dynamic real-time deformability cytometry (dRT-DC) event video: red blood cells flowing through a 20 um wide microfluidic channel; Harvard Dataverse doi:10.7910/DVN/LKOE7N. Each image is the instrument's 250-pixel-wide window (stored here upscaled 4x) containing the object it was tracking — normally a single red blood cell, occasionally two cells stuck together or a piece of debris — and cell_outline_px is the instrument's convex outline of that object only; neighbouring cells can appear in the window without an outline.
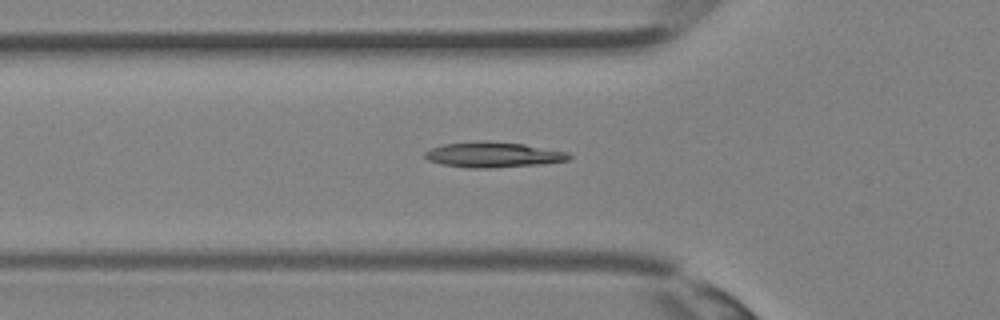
{"species": "Egyptian fruit bat (a non-hibernating species)", "species_latin": "Rousettus aegyptiacus", "temperature_condition": "room temperature", "stored_images_in_passage": 34, "camera_frame_rate_fps": 3000, "um_per_image_px": 0.085, "animal": {"sex": "female"}, "frame": {"image": 1, "passage_image": 13, "time_ms": 4.0, "image_size_px": [1000, 320], "cell_outline_px": [[572, 156], [568, 160], [536, 164], [488, 168], [468, 168], [440, 164], [428, 160], [424, 156], [424, 152], [428, 148], [444, 144], [524, 144], [568, 152]], "centroid_in_image_um": [41.89, 13.2], "position_along_channel_um": 83.9, "area_um2": 20.11}}
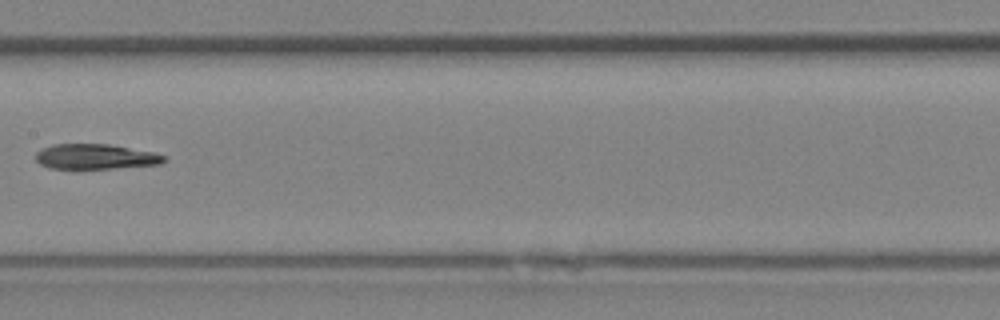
{"frame": {"image": 2, "passage_image": 19, "time_ms": 6.0, "image_size_px": [1000, 320], "cell_outline_px": [[168, 160], [160, 164], [76, 172], [48, 168], [40, 164], [36, 160], [36, 152], [40, 148], [52, 144], [108, 144], [152, 152], [168, 156]], "centroid_in_image_um": [8.06, 13.36], "position_along_channel_um": 199.3, "area_um2": 19.88}}
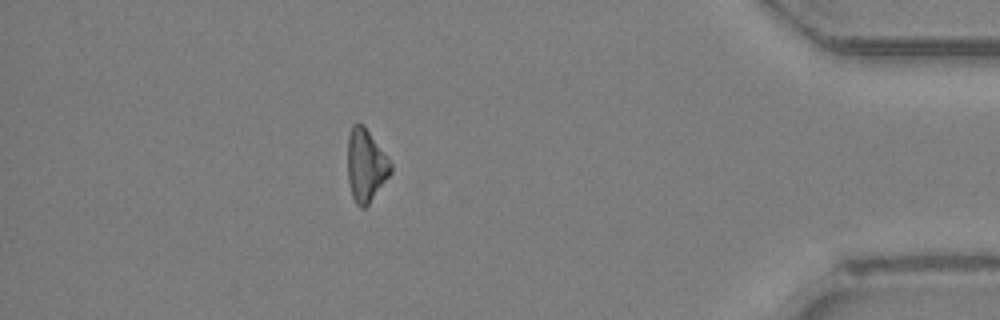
{"frame": {"image": 3, "passage_image": 32, "time_ms": 10.333, "image_size_px": [1000, 320], "cell_outline_px": [[392, 172], [368, 204], [364, 208], [360, 208], [356, 204], [352, 196], [348, 180], [348, 136], [352, 124], [364, 124], [392, 164]], "centroid_in_image_um": [31.09, 14.05], "position_along_channel_um": 404.1, "area_um2": 18.09}}